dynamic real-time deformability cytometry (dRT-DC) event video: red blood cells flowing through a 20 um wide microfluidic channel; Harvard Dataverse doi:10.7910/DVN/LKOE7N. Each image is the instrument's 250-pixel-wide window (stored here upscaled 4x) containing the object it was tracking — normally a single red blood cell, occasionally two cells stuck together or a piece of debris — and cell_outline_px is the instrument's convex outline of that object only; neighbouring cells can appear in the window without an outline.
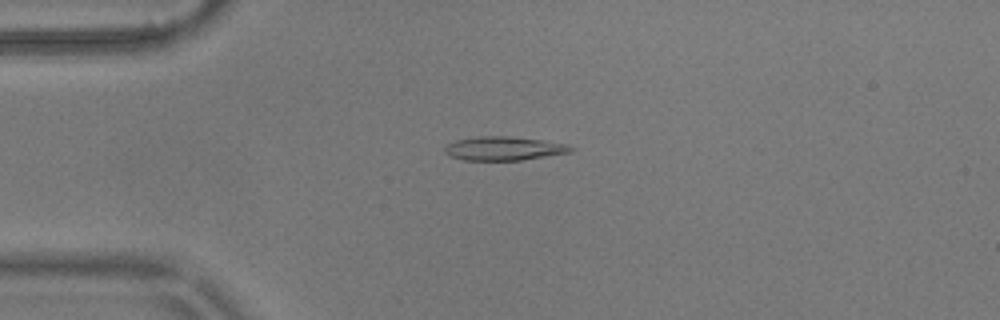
{"species": "common noctule bat (a hibernating species)", "species_latin": "Nyctalus noctula", "temperature_condition": "warm", "stored_images_in_passage": 2, "camera_frame_rate_fps": 3000, "um_per_image_px": 0.085, "animal": {"sex": "male", "body_mass_g": 17.9}, "frame": {"image": 1, "passage_image": 1, "time_ms": 0.0, "image_size_px": [1000, 320], "cell_outline_px": [[576, 148], [572, 152], [520, 160], [464, 160], [452, 156], [444, 152], [444, 148], [448, 144], [456, 140], [480, 136], [508, 136], [540, 140], [568, 144]], "centroid_in_image_um": [42.86, 12.62], "position_along_channel_um": 42.1, "area_um2": 17.34}}